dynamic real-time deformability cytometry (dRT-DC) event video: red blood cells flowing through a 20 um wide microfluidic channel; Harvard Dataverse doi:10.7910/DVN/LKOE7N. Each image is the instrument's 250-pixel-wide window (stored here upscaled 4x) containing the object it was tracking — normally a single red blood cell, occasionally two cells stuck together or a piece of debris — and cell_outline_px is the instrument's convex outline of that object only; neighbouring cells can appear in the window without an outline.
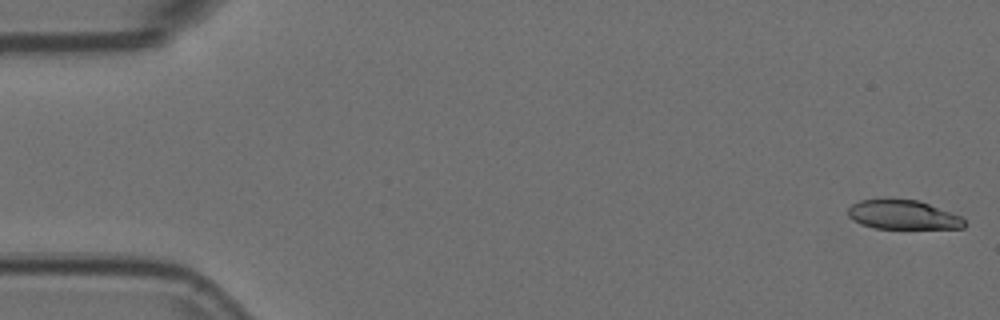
{"species": "Egyptian fruit bat (a non-hibernating species)", "species_latin": "Rousettus aegyptiacus", "temperature_condition": "room temperature", "stored_images_in_passage": 54, "camera_frame_rate_fps": 3000, "um_per_image_px": 0.085, "animal": {"sex": "female"}, "frame": {"image": 1, "passage_image": 1, "time_ms": 0.0, "image_size_px": [1000, 320], "cell_outline_px": [[964, 228], [876, 228], [860, 224], [852, 220], [848, 216], [848, 208], [852, 204], [860, 200], [880, 196], [888, 196], [920, 200], [960, 216], [964, 220]], "centroid_in_image_um": [76.67, 18.2], "position_along_channel_um": 8.3, "area_um2": 20.46}}
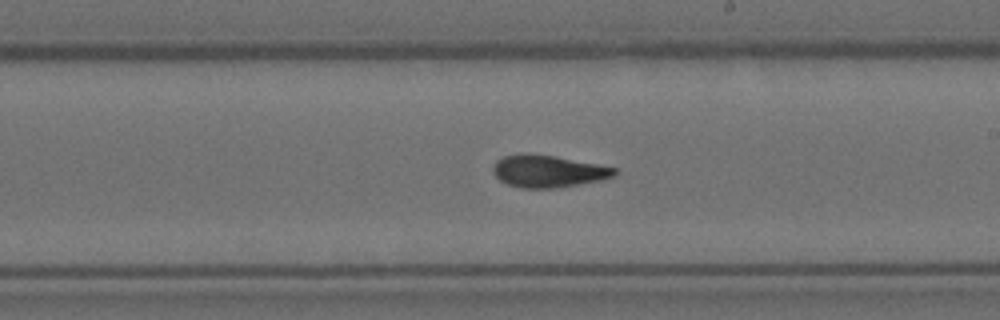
{"frame": {"image": 2, "passage_image": 31, "time_ms": 10.0, "image_size_px": [1000, 320], "cell_outline_px": [[616, 176], [600, 180], [580, 184], [556, 188], [520, 188], [508, 184], [500, 180], [492, 172], [492, 168], [496, 160], [504, 156], [524, 152], [552, 156], [596, 164], [616, 168]], "centroid_in_image_um": [46.55, 14.55], "position_along_channel_um": 242.5, "area_um2": 22.72}}
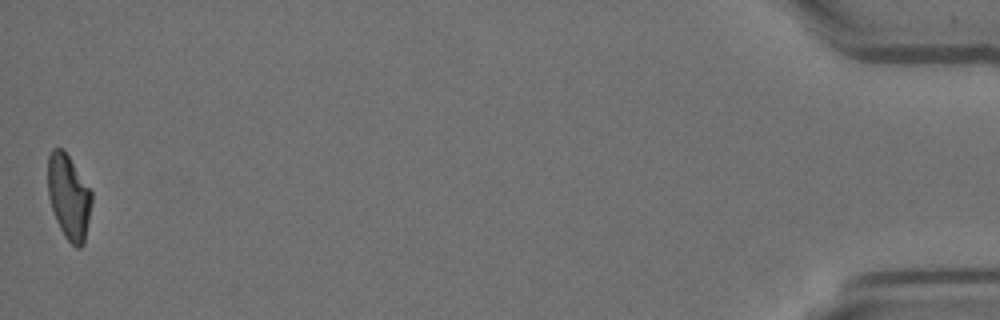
{"frame": {"image": 3, "passage_image": 54, "time_ms": 17.667, "image_size_px": [1000, 320], "cell_outline_px": [[92, 200], [84, 244], [80, 248], [76, 248], [64, 236], [56, 220], [48, 196], [48, 156], [52, 148], [60, 148], [68, 156], [92, 192]], "centroid_in_image_um": [5.84, 16.76], "position_along_channel_um": 429.4, "area_um2": 21.39}, "authors_computed_cell_mechanics": {"area_um2": 22.4264, "velocity_mm_per_s": 3.7153, "shape_relaxation_time_tau1_ms": 7.9613, "shape_relaxation_time_tau2_ms": 2.3031, "deformation_change_tau1": 0.2132, "deformation_change_tau2": 0.0923}}